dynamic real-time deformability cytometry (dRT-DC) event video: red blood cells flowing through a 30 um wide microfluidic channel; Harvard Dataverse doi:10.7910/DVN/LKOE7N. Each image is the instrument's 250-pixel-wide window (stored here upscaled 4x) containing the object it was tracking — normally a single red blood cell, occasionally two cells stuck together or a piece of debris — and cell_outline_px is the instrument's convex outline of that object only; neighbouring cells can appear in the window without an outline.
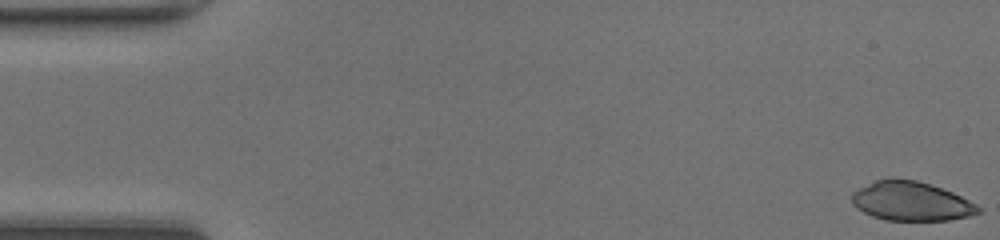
{"species": "common noctule bat (a hibernating species)", "species_latin": "Nyctalus noctula", "temperature_condition": "room temperature", "stored_images_in_passage": 48, "camera_frame_rate_fps": 3000, "um_per_image_px": 0.085, "animal": {"sex": "female", "body_mass_g": 20.0, "forearm_length_mm": 54.0}, "frame": {"image": 1, "passage_image": 1, "time_ms": 0.0, "image_size_px": [1000, 240], "cell_outline_px": [[980, 212], [968, 216], [948, 220], [888, 220], [872, 216], [856, 208], [852, 204], [852, 192], [876, 180], [888, 176], [892, 176], [916, 180], [952, 192], [976, 204], [980, 208]], "centroid_in_image_um": [77.4, 17.08], "position_along_channel_um": 7.6, "area_um2": 28.78}}
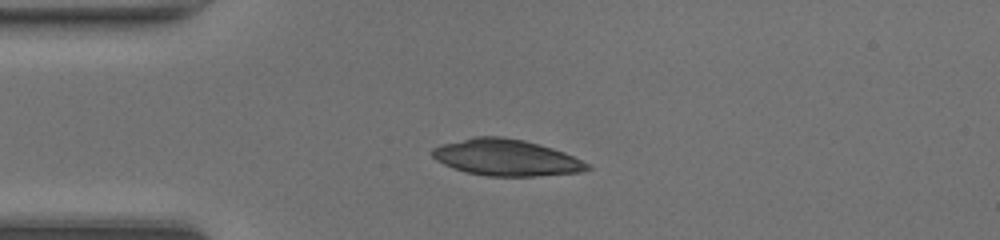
{"frame": {"image": 2, "passage_image": 12, "time_ms": 3.667, "image_size_px": [1000, 240], "cell_outline_px": [[592, 168], [580, 172], [536, 176], [488, 176], [464, 172], [452, 168], [436, 160], [432, 156], [432, 148], [440, 144], [472, 136], [504, 136], [524, 140], [552, 148], [564, 152], [592, 164]], "centroid_in_image_um": [43.02, 13.39], "position_along_channel_um": 42.0, "area_um2": 33.23}}
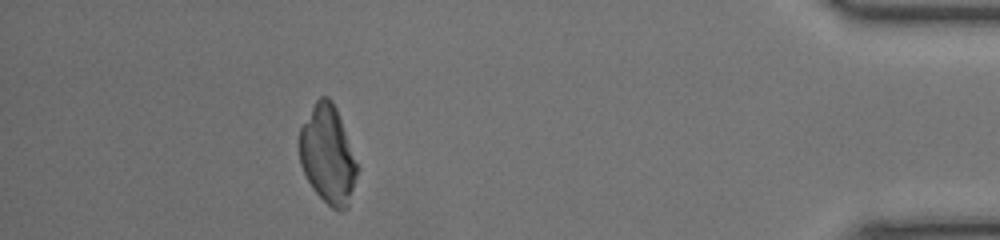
{"frame": {"image": 3, "passage_image": 43, "time_ms": 14.0, "image_size_px": [1000, 240], "cell_outline_px": [[360, 168], [348, 208], [340, 212], [336, 212], [312, 188], [300, 164], [300, 128], [316, 100], [320, 96], [328, 96], [332, 100], [336, 108], [360, 164]], "centroid_in_image_um": [27.92, 13.18], "position_along_channel_um": 407.3, "area_um2": 33.52}}